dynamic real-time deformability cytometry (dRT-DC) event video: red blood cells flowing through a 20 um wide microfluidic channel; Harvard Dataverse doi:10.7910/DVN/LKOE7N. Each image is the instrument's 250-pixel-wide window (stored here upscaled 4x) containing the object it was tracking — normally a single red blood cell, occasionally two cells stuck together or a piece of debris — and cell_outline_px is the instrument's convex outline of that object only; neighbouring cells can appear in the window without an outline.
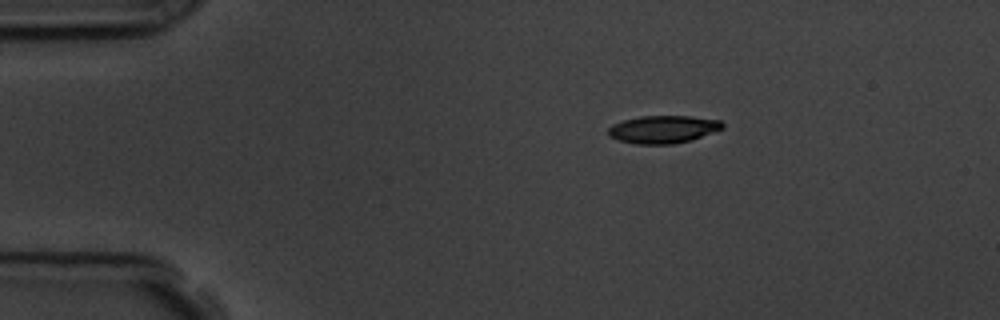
{"species": "common noctule bat (a hibernating species)", "species_latin": "Nyctalus noctula", "temperature_condition": "room temperature", "stored_images_in_passage": 48, "camera_frame_rate_fps": 3000, "um_per_image_px": 0.085, "animal": {"sex": "male", "body_mass_g": 19.5, "forearm_length_mm": 54.6}, "frame": {"image": 1, "passage_image": 1, "time_ms": 0.0, "image_size_px": [1000, 320], "cell_outline_px": [[724, 128], [688, 140], [672, 144], [636, 144], [620, 140], [608, 136], [608, 128], [612, 124], [624, 120], [640, 116], [692, 116], [720, 120], [724, 124]], "centroid_in_image_um": [56.34, 10.98], "position_along_channel_um": 28.7, "area_um2": 18.26}}
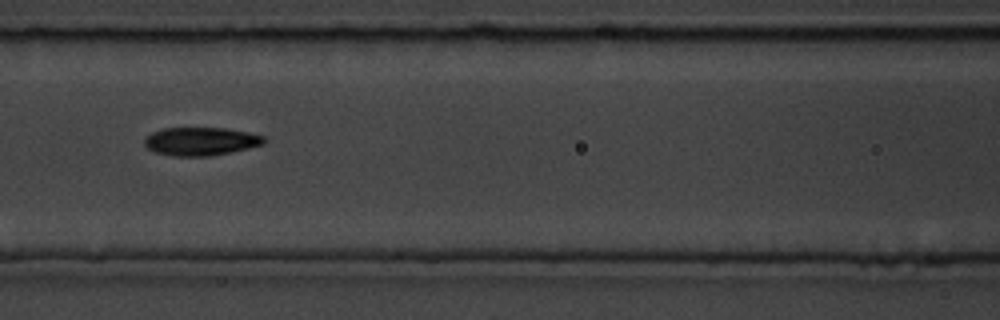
{"frame": {"image": 2, "passage_image": 16, "time_ms": 5.0, "image_size_px": [1000, 320], "cell_outline_px": [[264, 144], [232, 152], [208, 156], [172, 156], [156, 152], [148, 148], [144, 144], [144, 140], [152, 132], [164, 128], [224, 128], [248, 132], [264, 136]], "centroid_in_image_um": [17.07, 12.01], "position_along_channel_um": 149.5, "area_um2": 19.54}}
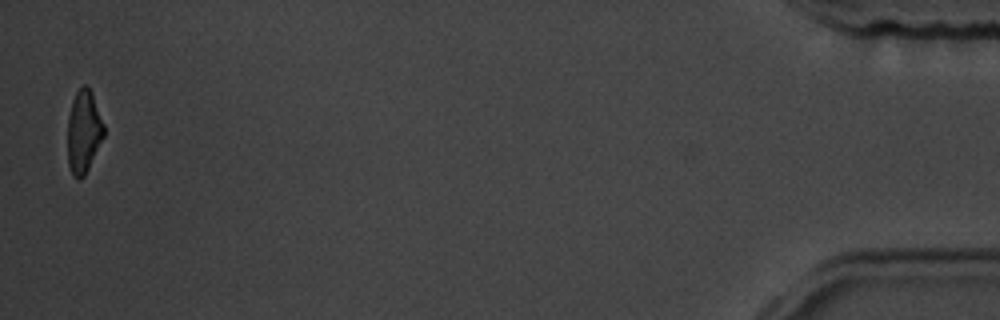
{"frame": {"image": 3, "passage_image": 47, "time_ms": 15.333, "image_size_px": [1000, 320], "cell_outline_px": [[104, 136], [84, 176], [80, 180], [76, 180], [72, 176], [68, 164], [68, 116], [72, 100], [76, 92], [84, 84], [88, 84], [92, 92], [104, 124]], "centroid_in_image_um": [7.1, 11.19], "position_along_channel_um": 428.1, "area_um2": 17.63}, "authors_computed_cell_mechanics": {"area_um2": 19.1318, "velocity_mm_per_s": 3.6013, "shape_relaxation_time_tau1_ms": 2.7693, "shape_relaxation_time_tau2_ms": 5.0437, "deformation_change_tau1": 0.1445, "deformation_change_tau2": 0.1179}}